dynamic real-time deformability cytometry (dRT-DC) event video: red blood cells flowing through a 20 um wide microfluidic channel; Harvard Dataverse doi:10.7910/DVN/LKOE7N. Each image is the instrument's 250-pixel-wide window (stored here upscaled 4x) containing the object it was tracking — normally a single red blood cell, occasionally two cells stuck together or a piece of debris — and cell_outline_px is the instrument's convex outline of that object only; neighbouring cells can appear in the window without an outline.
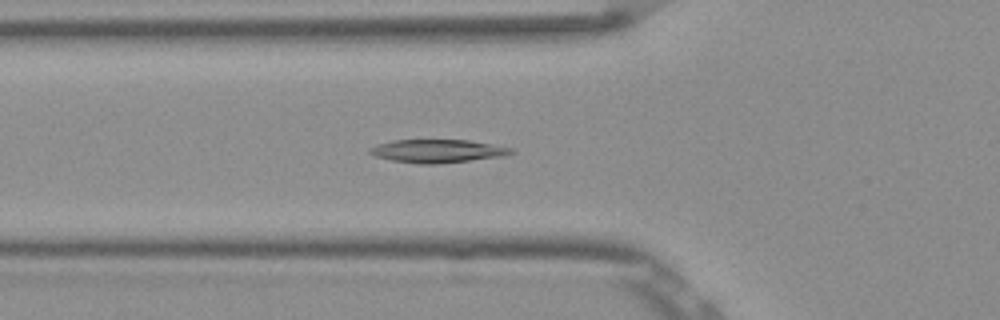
{"species": "Egyptian fruit bat (a non-hibernating species)", "species_latin": "Rousettus aegyptiacus", "temperature_condition": "room temperature", "stored_images_in_passage": 46, "camera_frame_rate_fps": 3000, "um_per_image_px": 0.085, "frame": {"image": 1, "passage_image": 12, "time_ms": 3.667, "image_size_px": [1000, 320], "cell_outline_px": [[516, 152], [504, 156], [436, 164], [416, 164], [392, 160], [376, 156], [368, 152], [368, 148], [376, 144], [392, 140], [468, 140], [512, 148]], "centroid_in_image_um": [37.15, 12.84], "position_along_channel_um": 88.6, "area_um2": 19.07}}
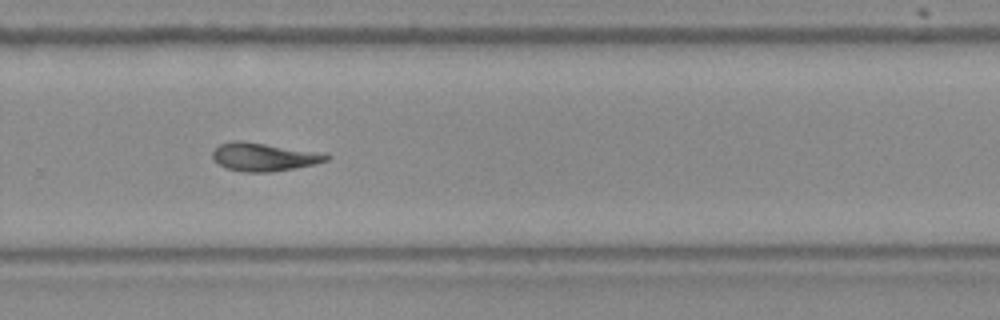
{"frame": {"image": 2, "passage_image": 29, "time_ms": 9.333, "image_size_px": [1000, 320], "cell_outline_px": [[332, 156], [328, 160], [316, 164], [272, 172], [240, 172], [228, 168], [212, 160], [212, 152], [220, 144], [232, 140], [240, 140], [324, 152]], "centroid_in_image_um": [22.46, 13.33], "position_along_channel_um": 307.3, "area_um2": 19.02}}
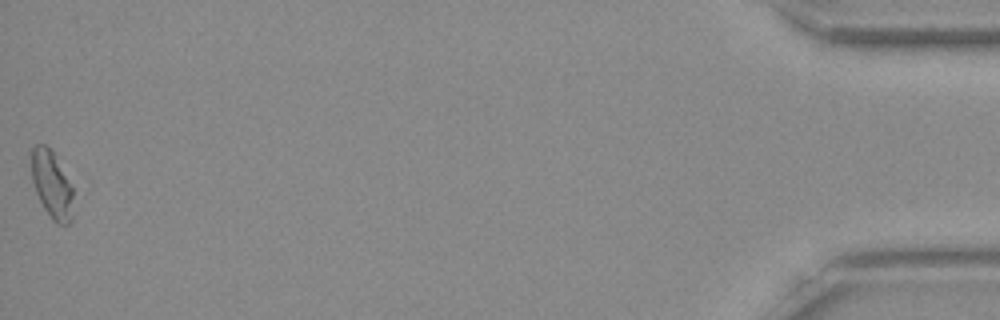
{"frame": {"image": 3, "passage_image": 46, "time_ms": 15.0, "image_size_px": [1000, 320], "cell_outline_px": [[72, 220], [68, 224], [56, 224], [52, 220], [44, 208], [36, 192], [32, 180], [28, 152], [36, 144], [44, 144], [52, 152], [72, 188]], "centroid_in_image_um": [4.34, 15.68], "position_along_channel_um": 430.9, "area_um2": 16.36}, "authors_computed_cell_mechanics": {"area_um2": 18.3515, "velocity_mm_per_s": 3.8597, "shape_relaxation_time_tau1_ms": 7.1177, "shape_relaxation_time_tau2_ms": 8.7612, "deformation_change_tau1": 0.1907, "deformation_change_tau2": 0.1951}}